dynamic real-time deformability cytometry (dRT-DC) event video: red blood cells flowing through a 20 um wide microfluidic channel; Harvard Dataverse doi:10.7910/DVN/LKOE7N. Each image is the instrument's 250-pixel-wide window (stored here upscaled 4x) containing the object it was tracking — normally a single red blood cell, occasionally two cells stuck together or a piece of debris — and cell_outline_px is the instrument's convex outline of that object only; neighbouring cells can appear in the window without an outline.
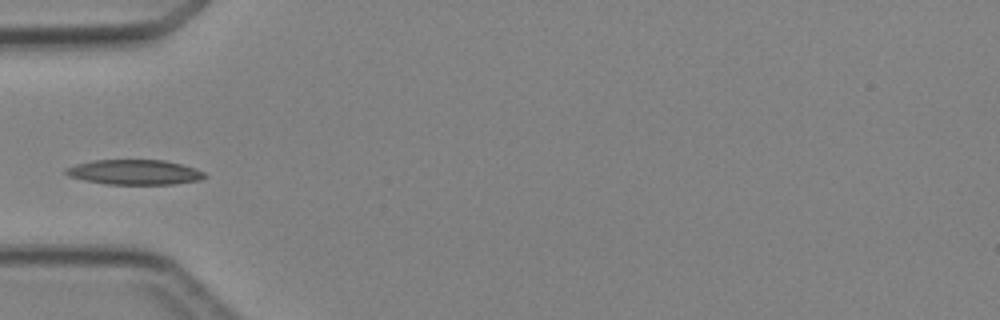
{"species": "Egyptian fruit bat (a non-hibernating species)", "species_latin": "Rousettus aegyptiacus", "temperature_condition": "cold", "stored_images_in_passage": 4, "camera_frame_rate_fps": 3000, "um_per_image_px": 0.085, "animal": {"sex": "female"}, "frame": {"image": 1, "passage_image": 3, "time_ms": 2.333, "image_size_px": [1000, 320], "cell_outline_px": [[208, 176], [200, 180], [172, 184], [108, 184], [84, 180], [68, 176], [64, 172], [64, 168], [76, 164], [96, 160], [164, 160], [196, 168], [204, 172]], "centroid_in_image_um": [11.44, 14.63], "position_along_channel_um": 73.6, "area_um2": 20.17}}
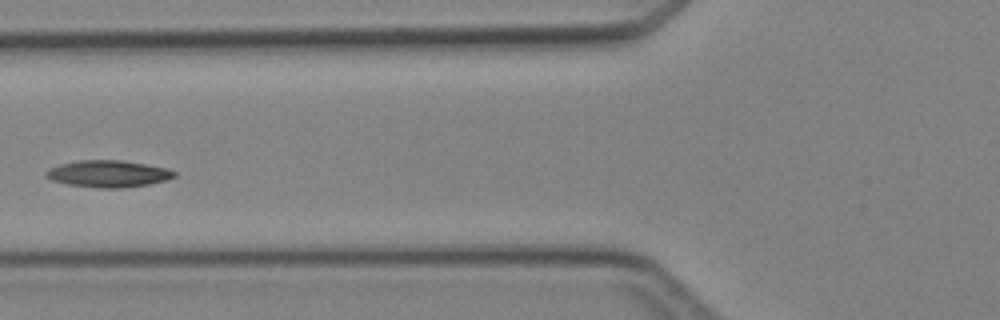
{"frame": {"image": 2, "passage_image": 4, "time_ms": 3.333, "image_size_px": [1000, 320], "cell_outline_px": [[176, 176], [168, 180], [148, 184], [120, 188], [100, 188], [68, 184], [52, 180], [44, 176], [44, 172], [60, 164], [80, 160], [120, 160], [144, 164], [164, 168], [176, 172]], "centroid_in_image_um": [9.19, 14.77], "position_along_channel_um": 116.6, "area_um2": 19.83}}